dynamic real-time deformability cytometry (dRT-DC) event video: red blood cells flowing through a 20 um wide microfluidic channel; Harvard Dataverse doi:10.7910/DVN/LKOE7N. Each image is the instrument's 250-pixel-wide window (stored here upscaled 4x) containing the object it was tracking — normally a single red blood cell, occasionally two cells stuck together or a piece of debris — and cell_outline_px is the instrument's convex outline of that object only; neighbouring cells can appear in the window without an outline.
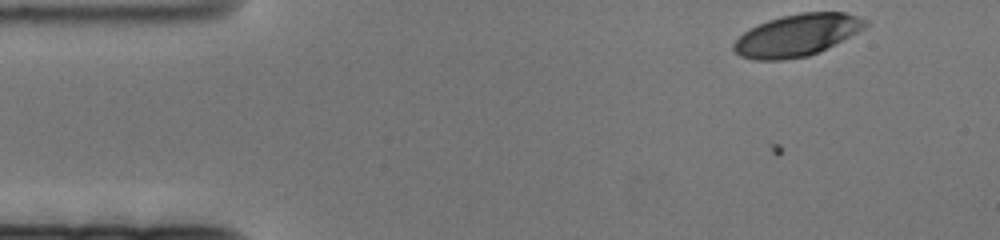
{"species": "human", "species_latin": "Homo sapiens", "temperature_condition": "cold", "stored_images_in_passage": 73, "camera_frame_rate_fps": 3000, "um_per_image_px": 0.085, "donor": {"sex": "female"}, "frame": {"image": 1, "passage_image": 1, "time_ms": 0.0, "image_size_px": [1000, 240], "cell_outline_px": [[848, 16], [844, 36], [824, 48], [816, 52], [804, 56], [744, 56], [736, 52], [736, 44], [740, 36], [752, 28], [772, 20], [788, 16], [812, 12], [840, 12]], "centroid_in_image_um": [67.44, 2.98], "position_along_channel_um": 17.6, "area_um2": 26.65}}
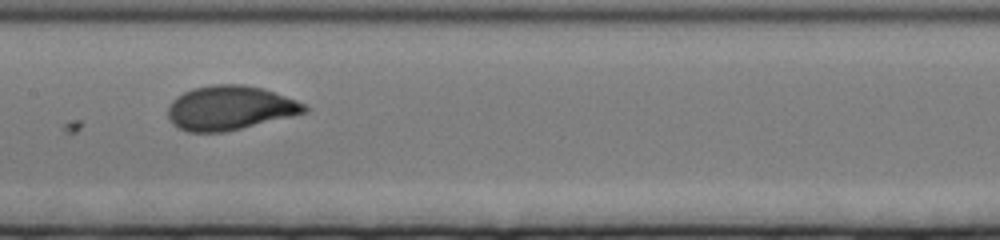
{"frame": {"image": 2, "passage_image": 32, "time_ms": 10.333, "image_size_px": [1000, 240], "cell_outline_px": [[304, 108], [300, 112], [236, 128], [208, 132], [196, 132], [184, 128], [176, 124], [172, 120], [172, 104], [180, 96], [188, 92], [200, 88], [256, 88], [292, 100], [300, 104]], "centroid_in_image_um": [19.48, 9.22], "position_along_channel_um": 187.9, "area_um2": 30.46}}
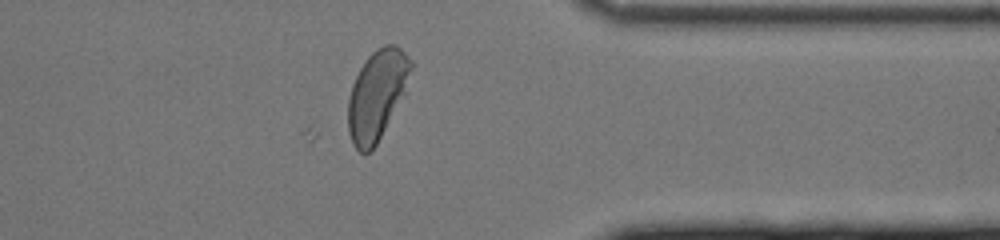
{"frame": {"image": 3, "passage_image": 56, "time_ms": 18.333, "image_size_px": [1000, 240], "cell_outline_px": [[408, 68], [400, 88], [376, 144], [368, 152], [360, 152], [356, 148], [352, 140], [348, 124], [348, 104], [352, 88], [356, 76], [364, 64], [380, 48], [396, 48], [404, 56]], "centroid_in_image_um": [31.85, 8.18], "position_along_channel_um": 379.5, "area_um2": 28.26}}